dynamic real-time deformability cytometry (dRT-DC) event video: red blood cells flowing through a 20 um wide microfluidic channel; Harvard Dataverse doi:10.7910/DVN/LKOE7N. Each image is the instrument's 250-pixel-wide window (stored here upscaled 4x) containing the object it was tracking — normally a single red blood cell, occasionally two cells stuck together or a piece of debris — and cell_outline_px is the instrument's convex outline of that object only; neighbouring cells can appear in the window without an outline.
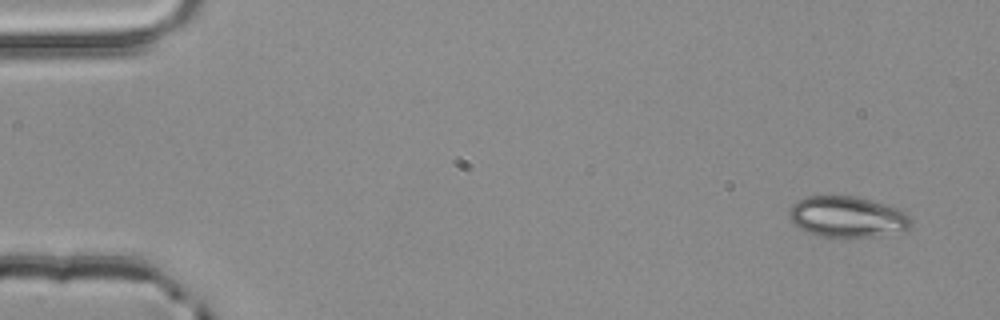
{"species": "common noctule bat (a hibernating species)", "species_latin": "Nyctalus noctula", "temperature_condition": "room temperature", "stored_images_in_passage": 4, "camera_frame_rate_fps": 3000, "um_per_image_px": 0.085, "animal": {"sex": "male", "body_mass_g": 20.4}, "frame": {"image": 1, "passage_image": 1, "time_ms": 0.0, "image_size_px": [1000, 320], "cell_outline_px": [[912, 224], [904, 232], [872, 236], [816, 236], [804, 232], [792, 224], [788, 216], [788, 208], [796, 200], [808, 196], [852, 196], [872, 200], [896, 208], [904, 212], [912, 220]], "centroid_in_image_um": [71.95, 18.43], "position_along_channel_um": 13.0, "area_um2": 29.3}}